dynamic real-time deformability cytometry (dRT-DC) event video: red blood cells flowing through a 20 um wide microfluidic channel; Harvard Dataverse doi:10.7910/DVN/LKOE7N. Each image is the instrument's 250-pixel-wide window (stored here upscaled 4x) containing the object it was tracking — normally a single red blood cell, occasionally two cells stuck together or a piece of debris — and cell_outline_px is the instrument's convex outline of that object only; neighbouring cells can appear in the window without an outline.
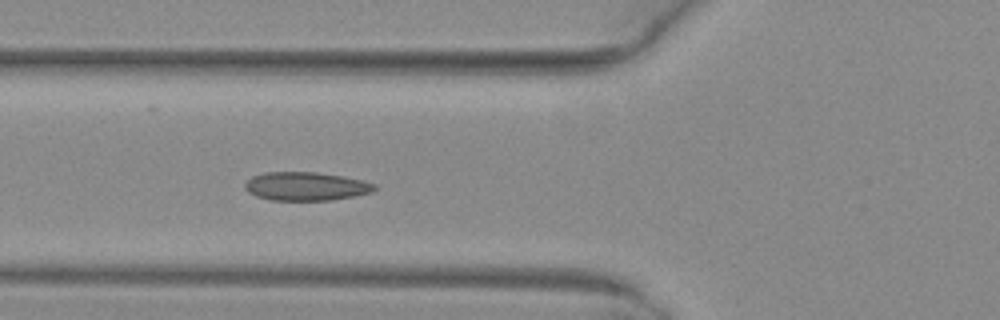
{"species": "common noctule bat (a hibernating species)", "species_latin": "Nyctalus noctula", "temperature_condition": "warm", "stored_images_in_passage": 5, "camera_frame_rate_fps": 3000, "um_per_image_px": 0.085, "animal": {"sex": "female", "body_mass_g": 29.2, "forearm_length_mm": 56.3}, "frame": {"image": 1, "passage_image": 5, "time_ms": 1.333, "image_size_px": [1000, 320], "cell_outline_px": [[376, 188], [372, 192], [356, 196], [332, 200], [272, 200], [256, 196], [248, 192], [244, 188], [244, 184], [252, 176], [264, 172], [316, 172], [344, 176], [364, 180], [376, 184]], "centroid_in_image_um": [26.03, 15.83], "position_along_channel_um": 99.8, "area_um2": 21.73}}